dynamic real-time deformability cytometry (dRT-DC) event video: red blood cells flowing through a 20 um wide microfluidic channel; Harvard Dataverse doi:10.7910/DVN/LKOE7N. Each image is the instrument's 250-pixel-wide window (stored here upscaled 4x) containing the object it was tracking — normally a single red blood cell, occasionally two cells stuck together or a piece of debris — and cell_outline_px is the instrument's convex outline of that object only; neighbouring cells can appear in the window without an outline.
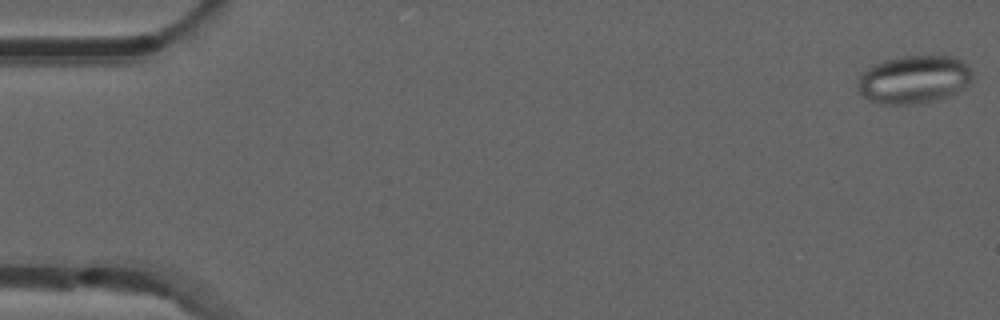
{"species": "common noctule bat (a hibernating species)", "species_latin": "Nyctalus noctula", "temperature_condition": "room temperature", "stored_images_in_passage": 49, "camera_frame_rate_fps": 3000, "um_per_image_px": 0.085, "animal": {"sex": "male", "forearm_length_mm": 52.5}, "frame": {"image": 1, "passage_image": 1, "time_ms": 0.0, "image_size_px": [1000, 320], "cell_outline_px": [[972, 80], [964, 88], [940, 100], [920, 104], [880, 104], [868, 100], [856, 88], [856, 84], [860, 76], [872, 64], [884, 60], [904, 56], [952, 56], [968, 64], [972, 68]], "centroid_in_image_um": [77.69, 6.77], "position_along_channel_um": 7.3, "area_um2": 32.54}}
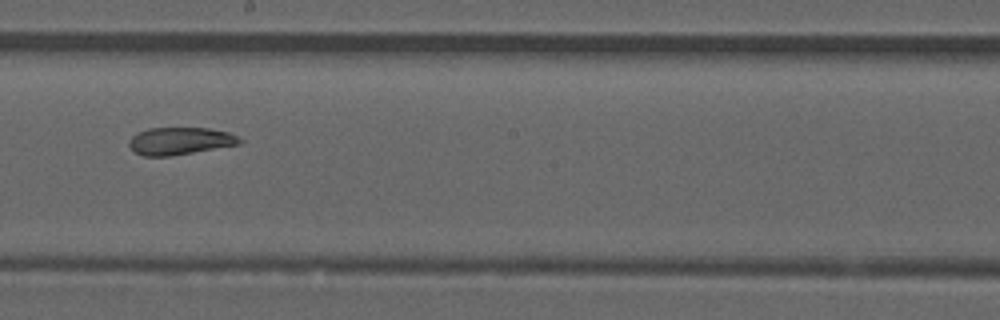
{"frame": {"image": 2, "passage_image": 30, "time_ms": 9.667, "image_size_px": [1000, 320], "cell_outline_px": [[244, 140], [240, 144], [168, 156], [144, 156], [136, 152], [128, 144], [128, 140], [136, 132], [148, 128], [208, 128], [228, 132]], "centroid_in_image_um": [15.28, 11.97], "position_along_channel_um": 232.9, "area_um2": 17.51}}
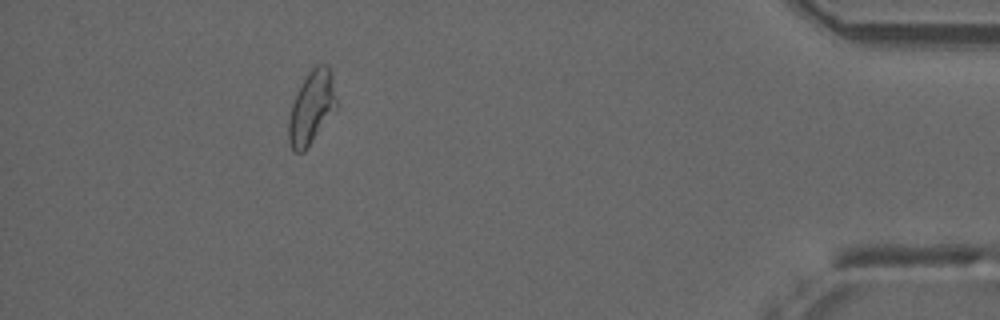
{"frame": {"image": 3, "passage_image": 48, "time_ms": 15.667, "image_size_px": [1000, 320], "cell_outline_px": [[336, 108], [304, 152], [292, 152], [288, 140], [288, 120], [292, 104], [300, 84], [308, 72], [316, 64], [328, 64], [332, 76], [336, 100]], "centroid_in_image_um": [26.45, 9.13], "position_along_channel_um": 408.7, "area_um2": 20.23}}